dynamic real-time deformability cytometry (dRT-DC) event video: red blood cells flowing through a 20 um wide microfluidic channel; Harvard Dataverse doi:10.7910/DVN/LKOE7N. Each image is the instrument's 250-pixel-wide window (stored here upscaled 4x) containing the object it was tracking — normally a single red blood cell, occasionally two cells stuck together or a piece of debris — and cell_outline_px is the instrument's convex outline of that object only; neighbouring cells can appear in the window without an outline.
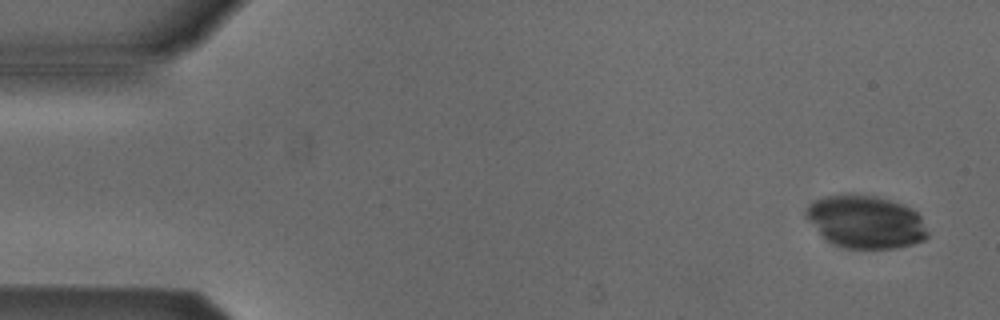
{"species": "Egyptian fruit bat (a non-hibernating species)", "species_latin": "Rousettus aegyptiacus", "temperature_condition": "cold", "stored_images_in_passage": 5, "camera_frame_rate_fps": 3000, "um_per_image_px": 0.085, "animal": {"sex": "male"}, "frame": {"image": 1, "passage_image": 1, "time_ms": 0.0, "image_size_px": [1000, 320], "cell_outline_px": [[928, 236], [924, 240], [912, 244], [896, 248], [844, 248], [832, 244], [824, 240], [820, 236], [804, 212], [808, 204], [824, 196], [844, 192], [848, 192], [876, 196], [904, 204], [916, 212], [920, 216], [928, 232]], "centroid_in_image_um": [73.54, 18.84], "position_along_channel_um": 11.5, "area_um2": 37.97}}
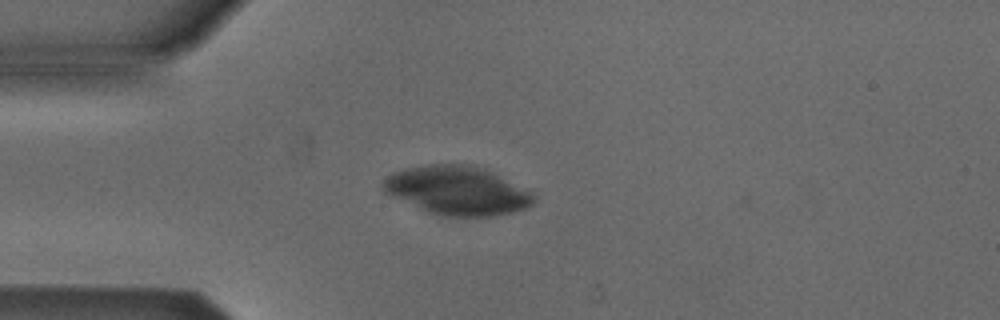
{"frame": {"image": 2, "passage_image": 4, "time_ms": 3.667, "image_size_px": [1000, 320], "cell_outline_px": [[536, 200], [532, 204], [524, 208], [512, 212], [492, 216], [444, 216], [428, 212], [384, 192], [380, 184], [392, 172], [404, 168], [428, 164], [468, 164], [488, 172], [532, 192], [536, 196]], "centroid_in_image_um": [38.81, 16.2], "position_along_channel_um": 46.2, "area_um2": 42.08}}